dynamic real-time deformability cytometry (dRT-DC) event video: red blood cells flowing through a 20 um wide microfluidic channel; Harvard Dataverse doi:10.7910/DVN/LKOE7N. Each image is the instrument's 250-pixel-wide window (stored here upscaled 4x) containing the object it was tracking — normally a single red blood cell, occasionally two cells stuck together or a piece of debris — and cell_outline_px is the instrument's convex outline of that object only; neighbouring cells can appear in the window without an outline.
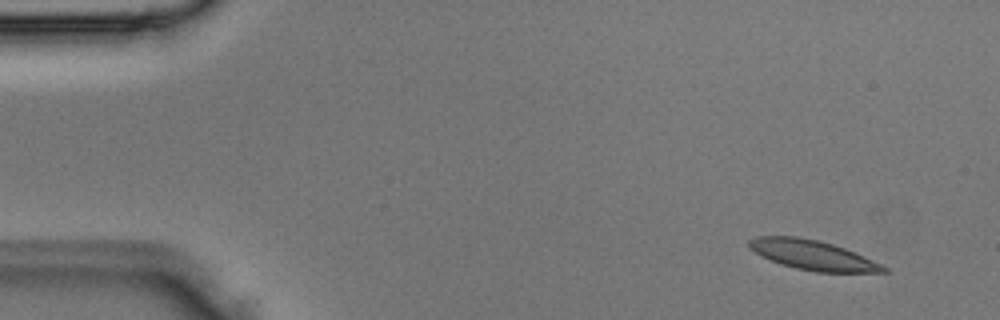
{"species": "Egyptian fruit bat (a non-hibernating species)", "species_latin": "Rousettus aegyptiacus", "temperature_condition": "room temperature", "stored_images_in_passage": 3, "camera_frame_rate_fps": 3000, "um_per_image_px": 0.085, "animal": {"sex": "male"}, "frame": {"image": 1, "passage_image": 1, "time_ms": 0.0, "image_size_px": [1000, 320], "cell_outline_px": [[888, 272], [816, 272], [796, 268], [780, 264], [760, 256], [748, 248], [748, 240], [756, 236], [796, 236], [820, 240], [844, 248], [880, 264], [888, 268]], "centroid_in_image_um": [69.0, 21.67], "position_along_channel_um": 16.0, "area_um2": 23.18}}
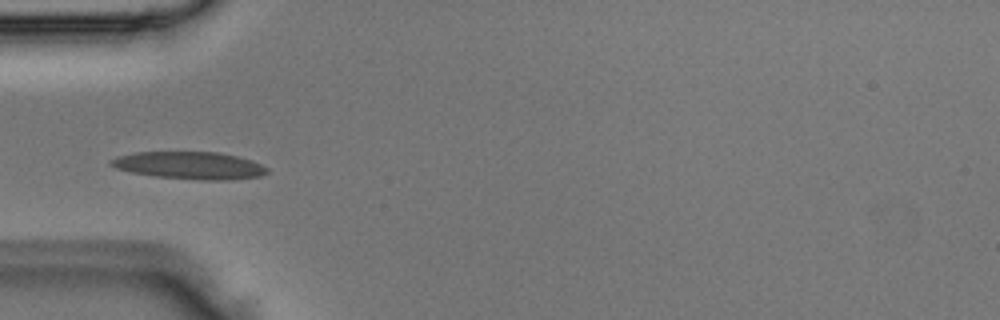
{"frame": {"image": 2, "passage_image": 3, "time_ms": 0.667, "image_size_px": [1000, 320], "cell_outline_px": [[268, 172], [260, 176], [228, 180], [200, 180], [156, 176], [132, 172], [116, 168], [108, 164], [108, 160], [116, 156], [136, 152], [220, 152], [252, 160], [268, 168]], "centroid_in_image_um": [16.1, 14.05], "position_along_channel_um": 68.9, "area_um2": 24.97}}